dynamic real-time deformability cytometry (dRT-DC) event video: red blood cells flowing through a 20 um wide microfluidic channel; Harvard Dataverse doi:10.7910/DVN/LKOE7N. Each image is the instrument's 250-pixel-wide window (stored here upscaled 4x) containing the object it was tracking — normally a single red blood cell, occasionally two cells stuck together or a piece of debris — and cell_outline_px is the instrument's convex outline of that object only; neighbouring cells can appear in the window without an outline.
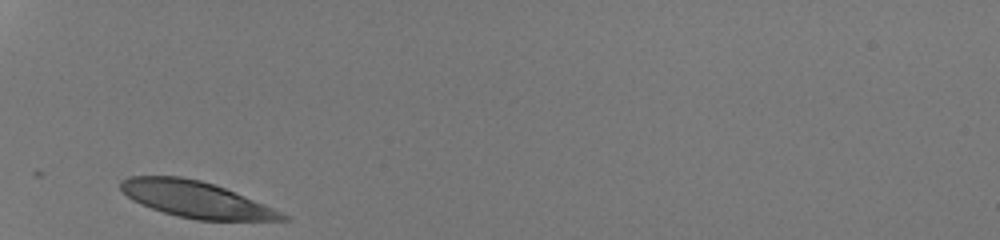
{"species": "human", "species_latin": "Homo sapiens", "temperature_condition": "room temperature", "stored_images_in_passage": 26, "camera_frame_rate_fps": 3000, "um_per_image_px": 0.085, "donor": {"sex": "male"}, "frame": {"image": 1, "passage_image": 1, "time_ms": 0.0, "image_size_px": [1000, 240], "cell_outline_px": [[292, 220], [196, 220], [176, 216], [140, 204], [132, 200], [120, 188], [120, 180], [128, 176], [180, 176], [200, 180], [224, 188], [244, 196], [292, 216]], "centroid_in_image_um": [16.65, 16.96], "position_along_channel_um": 68.3, "area_um2": 33.99}}
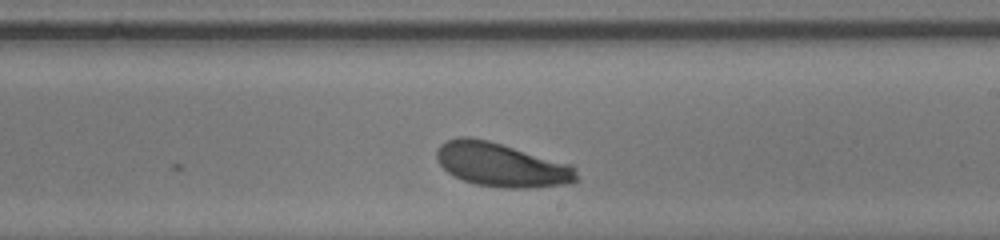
{"frame": {"image": 2, "passage_image": 15, "time_ms": 4.667, "image_size_px": [1000, 240], "cell_outline_px": [[576, 180], [568, 184], [528, 188], [504, 188], [476, 184], [464, 180], [448, 172], [436, 160], [436, 152], [440, 144], [444, 140], [456, 136], [468, 136], [488, 140], [572, 164], [576, 168]], "centroid_in_image_um": [42.6, 13.99], "position_along_channel_um": 246.4, "area_um2": 35.89}}
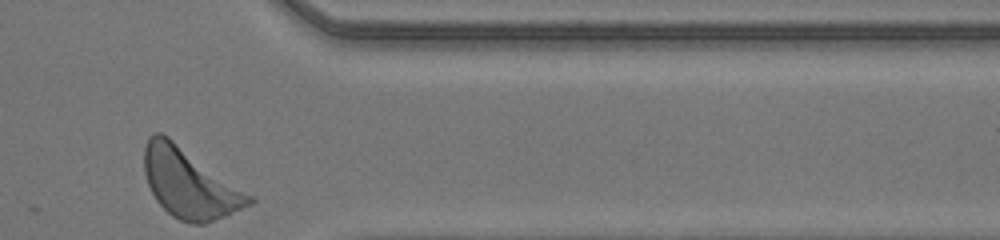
{"frame": {"image": 3, "passage_image": 26, "time_ms": 8.333, "image_size_px": [1000, 240], "cell_outline_px": [[256, 200], [252, 204], [224, 216], [204, 224], [192, 224], [180, 220], [172, 216], [156, 200], [148, 184], [144, 172], [144, 148], [148, 136], [152, 132], [160, 132], [168, 136], [256, 196]], "centroid_in_image_um": [16.14, 15.56], "position_along_channel_um": 395.3, "area_um2": 42.77}, "authors_computed_cell_mechanics": {"area_um2": 35.9516, "velocity_mm_per_s": 4.1641, "shape_relaxation_time_tau1_ms": 1.8544, "shape_relaxation_time_tau2_ms": null, "deformation_change_tau1": 0.133, "deformation_change_tau2": null}}